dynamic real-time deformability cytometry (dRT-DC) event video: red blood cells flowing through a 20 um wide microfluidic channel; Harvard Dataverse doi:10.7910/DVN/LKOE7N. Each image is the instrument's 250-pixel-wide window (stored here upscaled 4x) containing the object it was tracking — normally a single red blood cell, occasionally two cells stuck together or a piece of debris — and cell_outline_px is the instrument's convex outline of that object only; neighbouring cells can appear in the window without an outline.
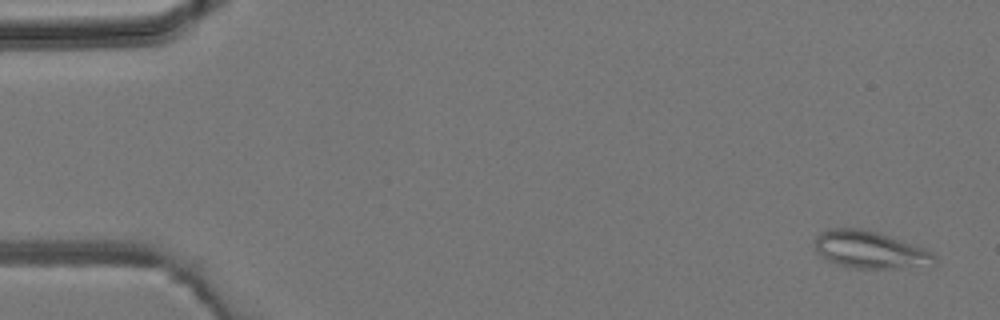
{"species": "common noctule bat (a hibernating species)", "species_latin": "Nyctalus noctula", "temperature_condition": "room temperature", "stored_images_in_passage": 5, "camera_frame_rate_fps": 3000, "um_per_image_px": 0.085, "animal": {"sex": "male", "body_mass_g": 19.2, "forearm_length_mm": 51.8}, "frame": {"image": 1, "passage_image": 1, "time_ms": 0.0, "image_size_px": [1000, 320], "cell_outline_px": [[936, 264], [932, 268], [856, 268], [840, 264], [828, 260], [820, 256], [816, 252], [812, 240], [820, 232], [828, 228], [860, 228], [880, 232], [924, 248], [932, 252], [936, 256]], "centroid_in_image_um": [74.0, 21.23], "position_along_channel_um": 11.0, "area_um2": 26.7}}